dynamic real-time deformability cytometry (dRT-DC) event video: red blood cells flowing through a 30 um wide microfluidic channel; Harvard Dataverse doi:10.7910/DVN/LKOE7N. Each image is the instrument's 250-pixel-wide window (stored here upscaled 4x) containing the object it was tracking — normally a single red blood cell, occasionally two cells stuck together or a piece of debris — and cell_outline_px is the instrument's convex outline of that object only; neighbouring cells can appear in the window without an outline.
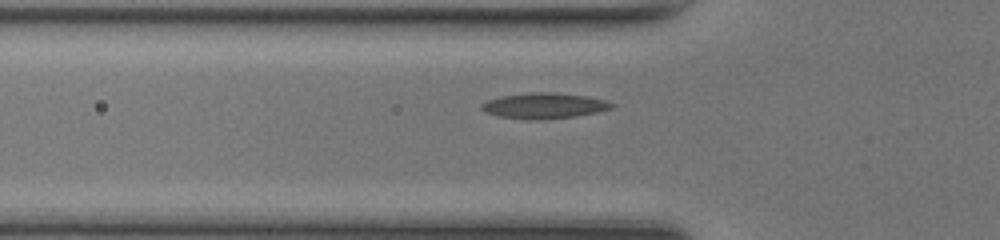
{"species": "common noctule bat (a hibernating species)", "species_latin": "Nyctalus noctula", "temperature_condition": "room temperature", "stored_images_in_passage": 35, "camera_frame_rate_fps": 3000, "um_per_image_px": 0.085, "animal": {"sex": "female", "body_mass_g": 17.0, "forearm_length_mm": 48.0}, "frame": {"image": 1, "passage_image": 8, "time_ms": 2.333, "image_size_px": [1000, 240], "cell_outline_px": [[616, 104], [612, 108], [596, 112], [576, 116], [544, 120], [524, 120], [496, 116], [484, 112], [480, 108], [480, 104], [488, 100], [500, 96], [532, 92], [556, 92], [584, 96], [604, 100]], "centroid_in_image_um": [46.19, 9.0], "position_along_channel_um": 79.6, "area_um2": 19.71}}
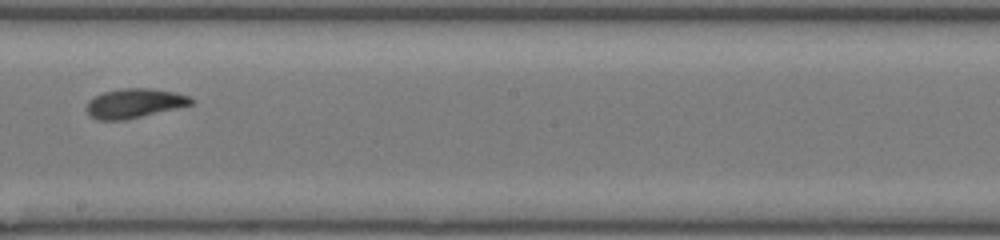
{"frame": {"image": 2, "passage_image": 19, "time_ms": 6.0, "image_size_px": [1000, 240], "cell_outline_px": [[196, 100], [192, 104], [176, 108], [124, 120], [96, 120], [88, 116], [84, 108], [88, 100], [104, 92], [120, 88], [152, 88], [176, 92], [188, 96]], "centroid_in_image_um": [11.37, 8.78], "position_along_channel_um": 236.8, "area_um2": 18.09}}
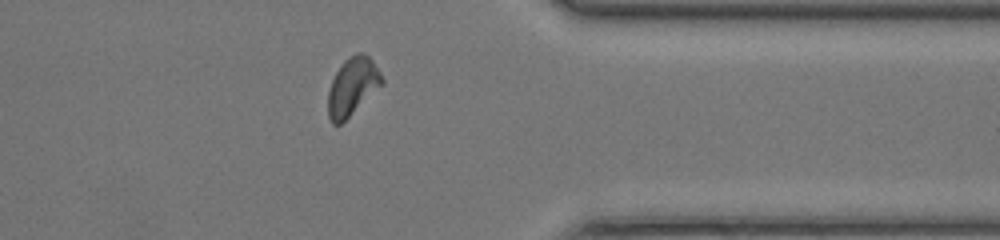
{"frame": {"image": 3, "passage_image": 30, "time_ms": 9.667, "image_size_px": [1000, 240], "cell_outline_px": [[384, 84], [340, 124], [332, 124], [328, 116], [328, 92], [332, 80], [336, 72], [344, 60], [348, 56], [356, 52], [364, 52], [372, 60], [380, 72], [384, 80]], "centroid_in_image_um": [29.97, 7.33], "position_along_channel_um": 381.4, "area_um2": 18.15}, "authors_computed_cell_mechanics": {"area_um2": 18.0914, "velocity_mm_per_s": 4.2678, "shape_relaxation_time_tau1_ms": 3.6026, "shape_relaxation_time_tau2_ms": 1.1807, "deformation_change_tau1": 0.125, "deformation_change_tau2": 0.0704}}